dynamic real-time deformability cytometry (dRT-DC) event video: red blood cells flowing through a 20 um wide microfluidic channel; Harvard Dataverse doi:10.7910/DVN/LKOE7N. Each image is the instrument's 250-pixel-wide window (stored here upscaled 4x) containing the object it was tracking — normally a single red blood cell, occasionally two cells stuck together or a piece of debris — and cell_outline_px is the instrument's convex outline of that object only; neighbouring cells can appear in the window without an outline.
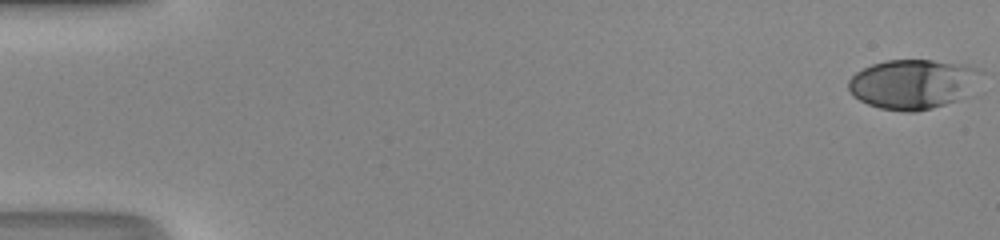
{"species": "human", "species_latin": "Homo sapiens", "temperature_condition": "room temperature", "stored_images_in_passage": 51, "camera_frame_rate_fps": 3000, "um_per_image_px": 0.085, "donor": {"sex": "male"}, "frame": {"image": 1, "passage_image": 1, "time_ms": 0.0, "image_size_px": [1000, 240], "cell_outline_px": [[984, 72], [964, 96], [956, 100], [932, 108], [916, 112], [904, 112], [880, 108], [868, 104], [852, 96], [848, 88], [848, 80], [856, 72], [872, 64], [888, 60], [932, 60], [960, 64], [980, 68]], "centroid_in_image_um": [77.56, 7.14], "position_along_channel_um": 7.4, "area_um2": 38.15}}
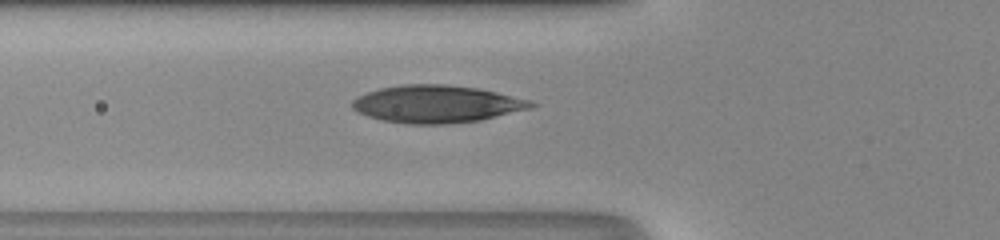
{"frame": {"image": 2, "passage_image": 20, "time_ms": 6.333, "image_size_px": [1000, 240], "cell_outline_px": [[540, 104], [532, 108], [480, 120], [448, 124], [408, 124], [384, 120], [368, 116], [356, 112], [352, 108], [352, 100], [356, 96], [380, 88], [400, 84], [444, 84], [476, 88], [496, 92], [528, 100]], "centroid_in_image_um": [37.09, 8.84], "position_along_channel_um": 88.7, "area_um2": 39.02}}
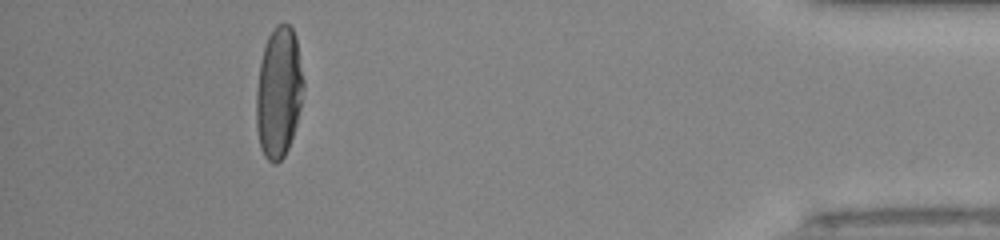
{"frame": {"image": 3, "passage_image": 47, "time_ms": 15.333, "image_size_px": [1000, 240], "cell_outline_px": [[304, 88], [300, 108], [296, 124], [288, 148], [284, 156], [276, 164], [272, 164], [264, 156], [260, 148], [256, 128], [256, 88], [260, 60], [268, 36], [276, 24], [288, 24], [292, 28], [296, 36], [304, 80]], "centroid_in_image_um": [23.68, 7.86], "position_along_channel_um": 411.5, "area_um2": 36.3}, "authors_computed_cell_mechanics": {"area_um2": 37.3966, "velocity_mm_per_s": 4.2207, "shape_relaxation_time_tau1_ms": 4.9682, "shape_relaxation_time_tau2_ms": null, "deformation_change_tau1": 0.2434, "deformation_change_tau2": null}}